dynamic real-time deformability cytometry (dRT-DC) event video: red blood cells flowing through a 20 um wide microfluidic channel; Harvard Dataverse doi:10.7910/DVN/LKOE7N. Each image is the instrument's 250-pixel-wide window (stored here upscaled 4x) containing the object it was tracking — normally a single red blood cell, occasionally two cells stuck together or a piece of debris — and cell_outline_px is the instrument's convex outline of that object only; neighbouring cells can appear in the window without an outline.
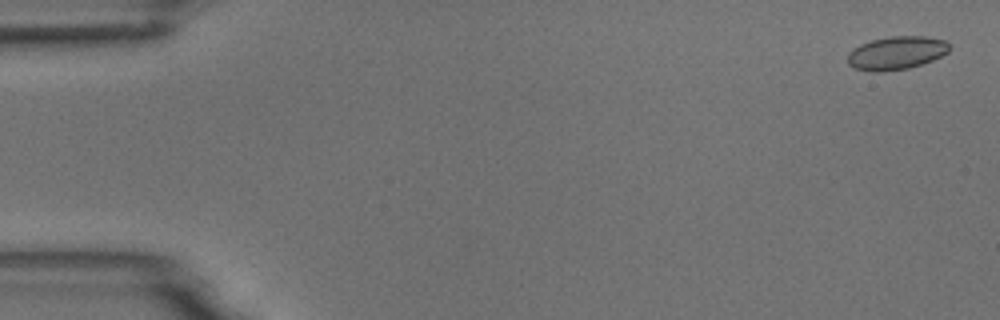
{"species": "common noctule bat (a hibernating species)", "species_latin": "Nyctalus noctula", "temperature_condition": "room temperature", "stored_images_in_passage": 5, "camera_frame_rate_fps": 3000, "um_per_image_px": 0.085, "animal": {"sex": "male", "body_mass_g": 18.8}, "frame": {"image": 1, "passage_image": 1, "time_ms": 0.0, "image_size_px": [1000, 320], "cell_outline_px": [[952, 48], [948, 52], [932, 60], [908, 68], [880, 72], [872, 72], [856, 68], [848, 64], [848, 52], [852, 48], [860, 44], [872, 40], [888, 36], [924, 36], [944, 40]], "centroid_in_image_um": [76.17, 4.49], "position_along_channel_um": 8.8, "area_um2": 19.71}}
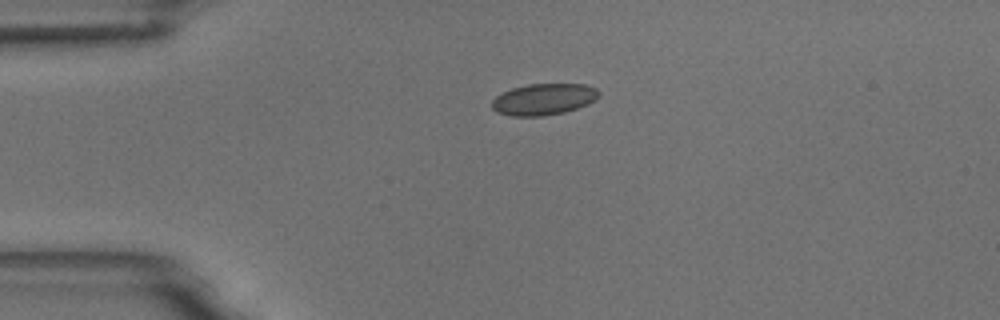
{"frame": {"image": 2, "passage_image": 4, "time_ms": 3.667, "image_size_px": [1000, 320], "cell_outline_px": [[600, 96], [596, 100], [588, 104], [564, 112], [544, 116], [512, 116], [496, 112], [492, 108], [492, 100], [496, 96], [512, 88], [528, 84], [588, 84], [596, 88], [600, 92]], "centroid_in_image_um": [46.24, 8.43], "position_along_channel_um": 38.8, "area_um2": 19.71}}